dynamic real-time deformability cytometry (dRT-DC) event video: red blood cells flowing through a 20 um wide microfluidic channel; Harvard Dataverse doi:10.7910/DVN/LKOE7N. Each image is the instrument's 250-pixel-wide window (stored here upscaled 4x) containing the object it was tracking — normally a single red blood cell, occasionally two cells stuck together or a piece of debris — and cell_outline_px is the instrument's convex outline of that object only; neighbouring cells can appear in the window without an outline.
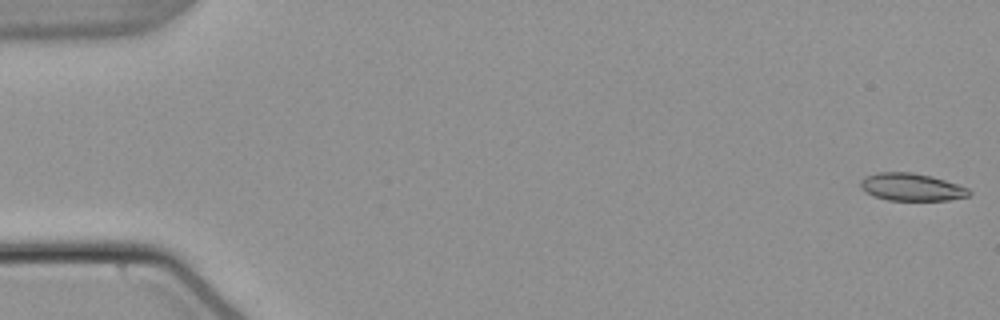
{"species": "common noctule bat (a hibernating species)", "species_latin": "Nyctalus noctula", "temperature_condition": "warm", "stored_images_in_passage": 48, "camera_frame_rate_fps": 3000, "um_per_image_px": 0.085, "animal": {"sex": "male", "body_mass_g": 21.5, "forearm_length_mm": 52.0}, "frame": {"image": 1, "passage_image": 1, "time_ms": 0.0, "image_size_px": [1000, 320], "cell_outline_px": [[972, 192], [968, 196], [948, 200], [888, 200], [864, 192], [860, 188], [860, 180], [864, 176], [876, 172], [912, 172], [932, 176], [968, 188]], "centroid_in_image_um": [77.44, 15.89], "position_along_channel_um": 7.6, "area_um2": 17.46}}
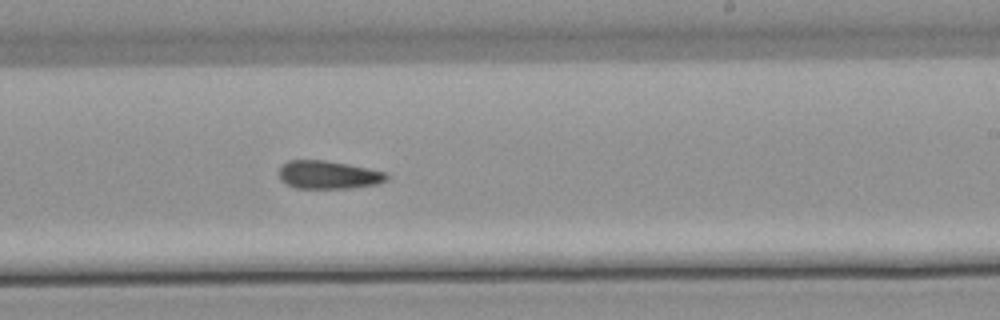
{"frame": {"image": 2, "passage_image": 33, "time_ms": 10.667, "image_size_px": [1000, 320], "cell_outline_px": [[388, 180], [376, 184], [348, 188], [296, 188], [280, 180], [280, 168], [288, 160], [324, 160], [348, 164], [368, 168], [384, 172], [388, 176]], "centroid_in_image_um": [27.91, 14.86], "position_along_channel_um": 261.1, "area_um2": 17.46}}
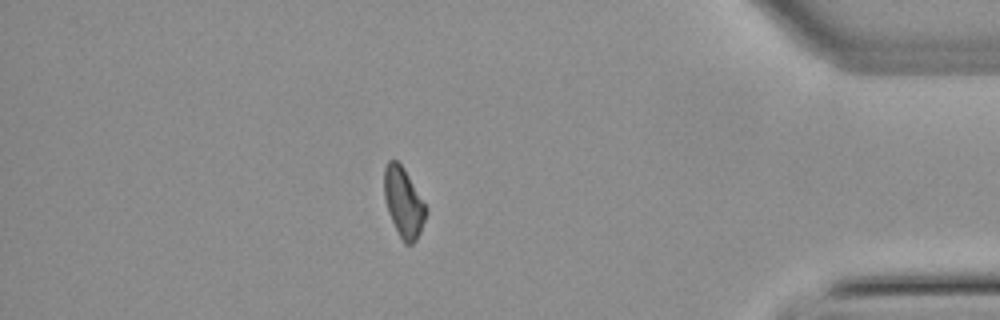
{"frame": {"image": 3, "passage_image": 47, "time_ms": 15.333, "image_size_px": [1000, 320], "cell_outline_px": [[428, 212], [420, 232], [416, 240], [412, 244], [404, 244], [388, 212], [384, 200], [384, 168], [388, 160], [396, 160], [404, 168], [428, 208]], "centroid_in_image_um": [34.31, 17.2], "position_along_channel_um": 400.9, "area_um2": 16.99}}